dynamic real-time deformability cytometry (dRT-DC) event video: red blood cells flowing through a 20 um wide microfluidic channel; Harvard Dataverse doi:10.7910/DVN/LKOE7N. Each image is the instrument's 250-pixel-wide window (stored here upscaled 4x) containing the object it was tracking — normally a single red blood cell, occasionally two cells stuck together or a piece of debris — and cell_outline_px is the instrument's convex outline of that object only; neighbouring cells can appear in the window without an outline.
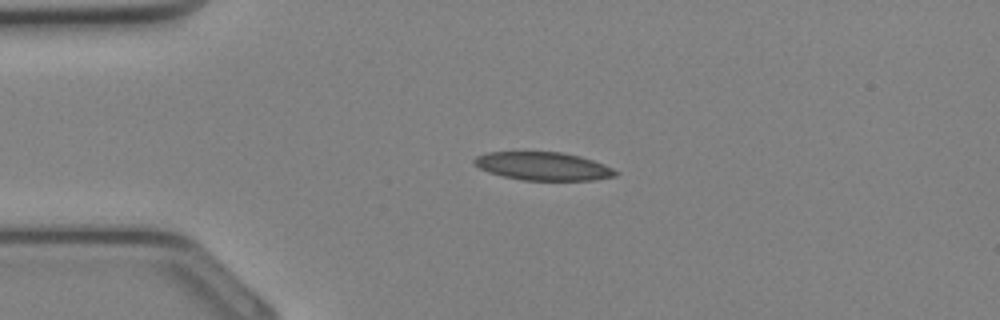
{"species": "Egyptian fruit bat (a non-hibernating species)", "species_latin": "Rousettus aegyptiacus", "temperature_condition": "cold", "stored_images_in_passage": 27, "camera_frame_rate_fps": 3000, "um_per_image_px": 0.085, "animal": {"sex": "female"}, "frame": {"image": 1, "passage_image": 1, "time_ms": 0.0, "image_size_px": [1000, 320], "cell_outline_px": [[620, 172], [616, 176], [592, 180], [524, 180], [504, 176], [488, 172], [472, 164], [472, 160], [476, 156], [488, 152], [560, 152], [580, 156], [604, 164]], "centroid_in_image_um": [46.15, 14.12], "position_along_channel_um": 38.8, "area_um2": 23.18}}
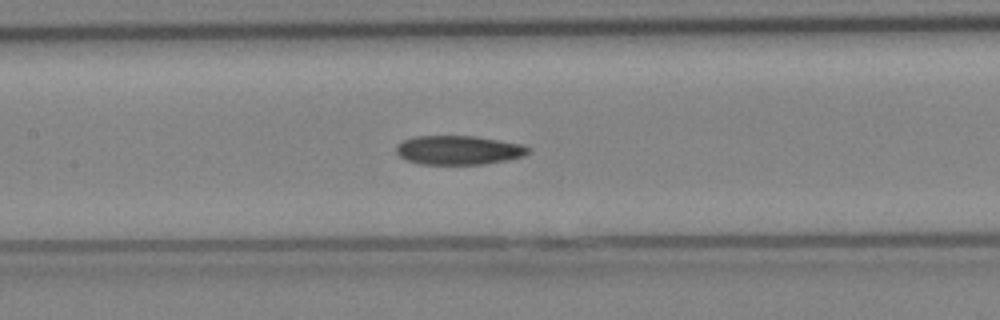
{"frame": {"image": 2, "passage_image": 9, "time_ms": 2.667, "image_size_px": [1000, 320], "cell_outline_px": [[528, 152], [524, 156], [508, 160], [484, 164], [420, 164], [404, 160], [396, 152], [396, 144], [404, 140], [416, 136], [472, 136], [524, 144], [528, 148]], "centroid_in_image_um": [38.95, 12.76], "position_along_channel_um": 168.4, "area_um2": 22.37}}
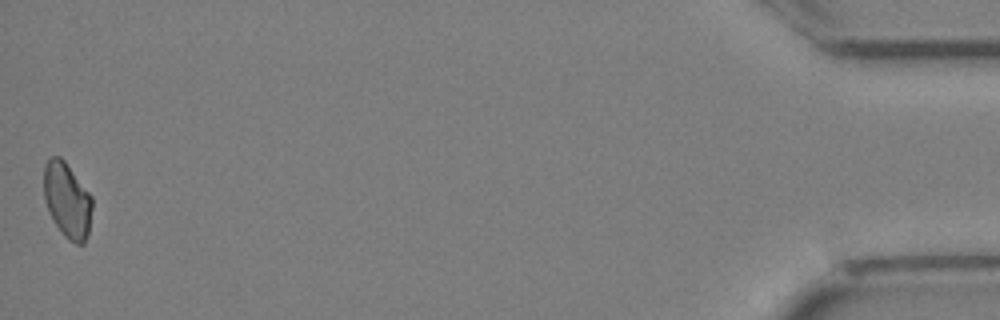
{"frame": {"image": 3, "passage_image": 27, "time_ms": 8.667, "image_size_px": [1000, 320], "cell_outline_px": [[92, 208], [88, 236], [84, 244], [76, 244], [68, 240], [64, 236], [48, 212], [44, 200], [44, 164], [52, 156], [60, 156], [64, 160], [92, 196]], "centroid_in_image_um": [5.71, 17.03], "position_along_channel_um": 429.5, "area_um2": 21.33}}